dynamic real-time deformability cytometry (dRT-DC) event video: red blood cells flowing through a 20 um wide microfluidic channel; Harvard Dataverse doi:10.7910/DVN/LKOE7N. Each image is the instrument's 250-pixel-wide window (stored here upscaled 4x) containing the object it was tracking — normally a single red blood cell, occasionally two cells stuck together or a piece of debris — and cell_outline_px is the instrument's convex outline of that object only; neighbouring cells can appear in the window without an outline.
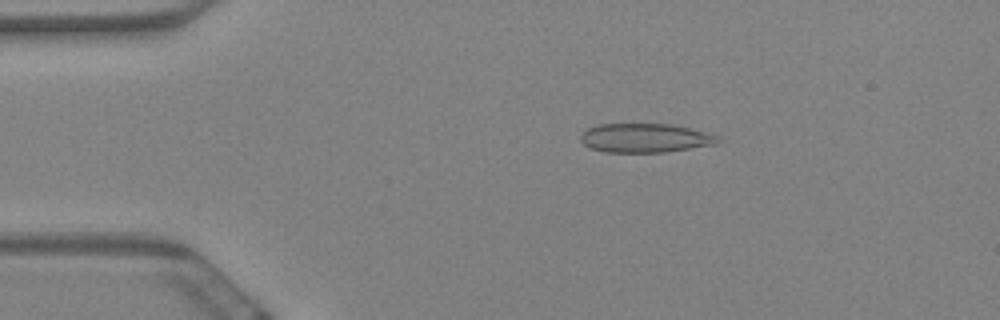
{"species": "Egyptian fruit bat (a non-hibernating species)", "species_latin": "Rousettus aegyptiacus", "temperature_condition": "warm", "stored_images_in_passage": 59, "camera_frame_rate_fps": 3000, "um_per_image_px": 0.085, "animal": {"sex": "female"}, "frame": {"image": 1, "passage_image": 11, "time_ms": 3.333, "image_size_px": [1000, 320], "cell_outline_px": [[724, 140], [716, 144], [664, 152], [604, 152], [592, 148], [584, 144], [580, 140], [580, 136], [588, 128], [600, 124], [672, 124], [712, 132]], "centroid_in_image_um": [54.92, 11.72], "position_along_channel_um": 30.1, "area_um2": 23.41}}
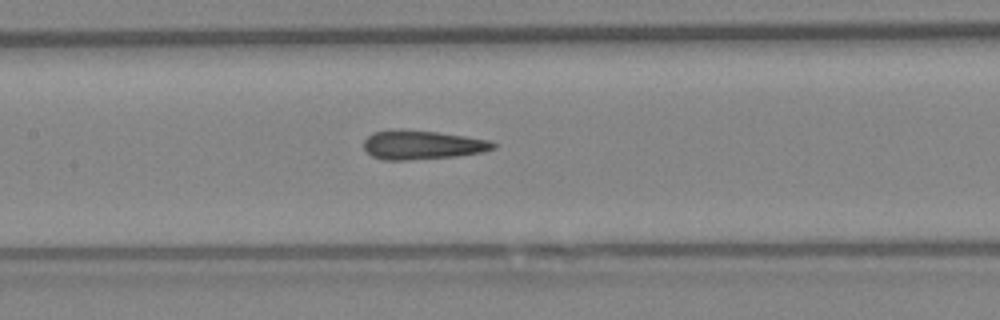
{"frame": {"image": 2, "passage_image": 28, "time_ms": 9.0, "image_size_px": [1000, 320], "cell_outline_px": [[496, 148], [484, 152], [456, 156], [408, 160], [384, 160], [372, 156], [364, 148], [364, 140], [372, 132], [400, 128], [436, 132], [464, 136], [488, 140], [496, 144]], "centroid_in_image_um": [35.86, 12.31], "position_along_channel_um": 171.5, "area_um2": 21.96}}
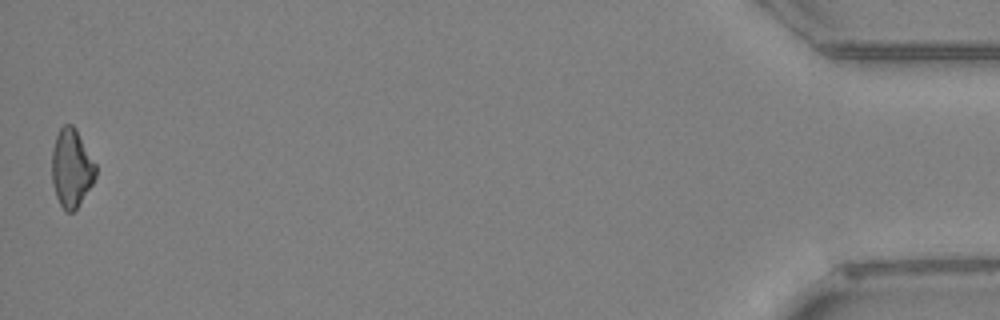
{"frame": {"image": 3, "passage_image": 59, "time_ms": 19.333, "image_size_px": [1000, 320], "cell_outline_px": [[96, 176], [92, 184], [76, 208], [72, 212], [64, 212], [56, 196], [52, 184], [52, 148], [56, 136], [60, 128], [64, 124], [72, 124], [76, 128], [96, 164]], "centroid_in_image_um": [6.07, 14.27], "position_along_channel_um": 429.1, "area_um2": 20.0}, "authors_computed_cell_mechanics": {"area_um2": 21.8484, "velocity_mm_per_s": 3.4154, "shape_relaxation_time_tau1_ms": null, "shape_relaxation_time_tau2_ms": 4.8493, "deformation_change_tau1": null, "deformation_change_tau2": 0.1291}}